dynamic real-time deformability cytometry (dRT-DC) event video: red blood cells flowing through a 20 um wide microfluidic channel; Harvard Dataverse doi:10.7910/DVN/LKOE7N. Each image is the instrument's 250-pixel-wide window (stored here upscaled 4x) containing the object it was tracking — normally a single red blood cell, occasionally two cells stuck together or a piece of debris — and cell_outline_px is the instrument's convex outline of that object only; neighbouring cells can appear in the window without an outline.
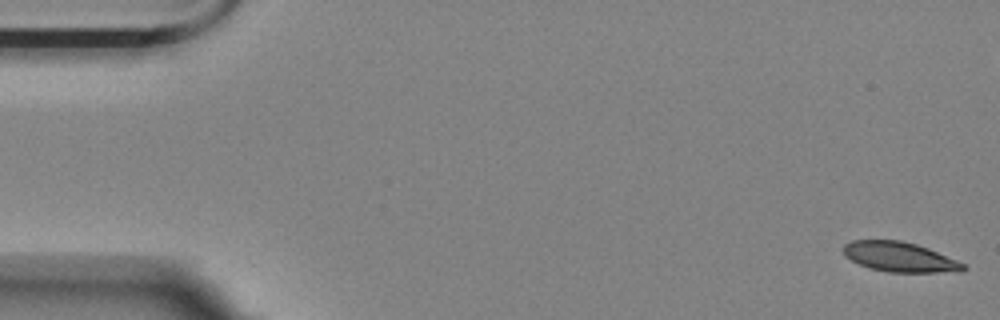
{"species": "Egyptian fruit bat (a non-hibernating species)", "species_latin": "Rousettus aegyptiacus", "temperature_condition": "room temperature", "stored_images_in_passage": 57, "camera_frame_rate_fps": 3000, "um_per_image_px": 0.085, "animal": {"sex": "female"}, "frame": {"image": 1, "passage_image": 1, "time_ms": 0.0, "image_size_px": [1000, 320], "cell_outline_px": [[968, 268], [960, 272], [888, 272], [868, 268], [844, 256], [844, 244], [852, 240], [900, 240], [916, 244], [928, 248], [956, 260], [964, 264]], "centroid_in_image_um": [76.47, 21.84], "position_along_channel_um": 8.5, "area_um2": 20.81}}
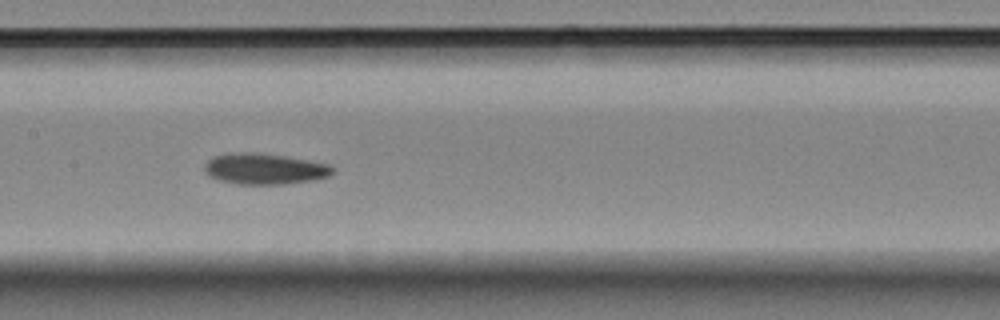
{"frame": {"image": 2, "passage_image": 27, "time_ms": 8.667, "image_size_px": [1000, 320], "cell_outline_px": [[336, 168], [328, 176], [312, 180], [284, 184], [236, 184], [220, 180], [204, 172], [204, 164], [212, 156], [228, 152], [260, 152], [284, 156], [328, 164]], "centroid_in_image_um": [22.44, 14.33], "position_along_channel_um": 185.0, "area_um2": 23.18}}
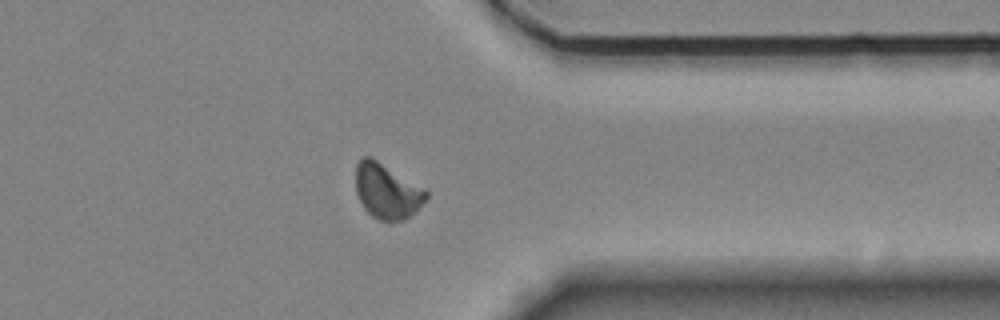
{"frame": {"image": 3, "passage_image": 44, "time_ms": 14.333, "image_size_px": [1000, 320], "cell_outline_px": [[428, 196], [404, 220], [388, 224], [372, 216], [364, 208], [356, 192], [356, 164], [360, 156], [372, 156], [428, 192]], "centroid_in_image_um": [32.83, 16.24], "position_along_channel_um": 378.6, "area_um2": 22.43}}